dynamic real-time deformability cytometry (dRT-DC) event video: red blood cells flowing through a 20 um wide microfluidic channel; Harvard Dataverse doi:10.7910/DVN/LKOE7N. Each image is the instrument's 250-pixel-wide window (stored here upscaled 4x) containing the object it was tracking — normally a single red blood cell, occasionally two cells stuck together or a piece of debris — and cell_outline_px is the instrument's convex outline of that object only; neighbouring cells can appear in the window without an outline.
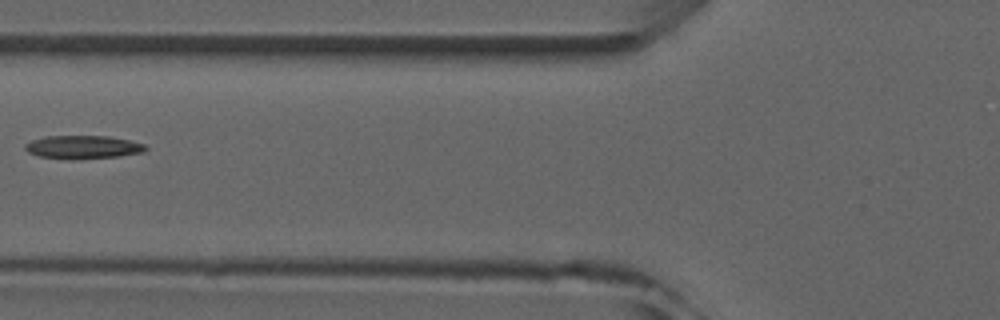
{"species": "common noctule bat (a hibernating species)", "species_latin": "Nyctalus noctula", "temperature_condition": "room temperature", "stored_images_in_passage": 6, "camera_frame_rate_fps": 3000, "um_per_image_px": 0.085, "animal": {"sex": "male", "forearm_length_mm": 52.5}, "frame": {"image": 1, "passage_image": 6, "time_ms": 5.667, "image_size_px": [1000, 320], "cell_outline_px": [[148, 148], [144, 152], [120, 156], [80, 160], [40, 156], [28, 152], [24, 148], [24, 144], [32, 140], [44, 136], [108, 136], [128, 140], [144, 144]], "centroid_in_image_um": [7.06, 12.51], "position_along_channel_um": 118.7, "area_um2": 16.42}}